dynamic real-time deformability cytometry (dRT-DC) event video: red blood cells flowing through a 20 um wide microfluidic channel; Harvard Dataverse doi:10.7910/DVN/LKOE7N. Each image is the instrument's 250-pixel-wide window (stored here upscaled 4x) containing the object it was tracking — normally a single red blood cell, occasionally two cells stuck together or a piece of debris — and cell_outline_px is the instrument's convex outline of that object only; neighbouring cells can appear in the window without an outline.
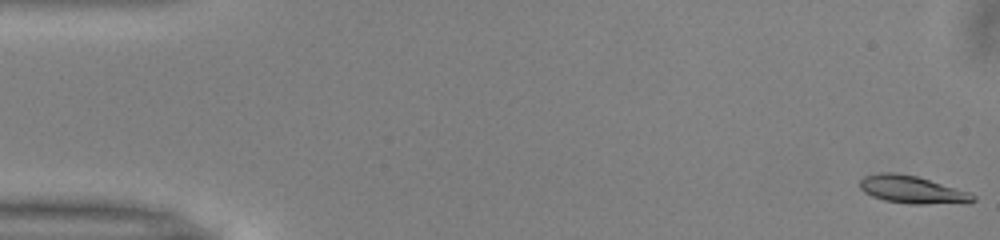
{"species": "common noctule bat (a hibernating species)", "species_latin": "Nyctalus noctula", "temperature_condition": "warm", "stored_images_in_passage": 51, "camera_frame_rate_fps": 3000, "um_per_image_px": 0.085, "animal": {"sex": "male", "body_mass_g": 13.0, "forearm_length_mm": 53.1}, "frame": {"image": 1, "passage_image": 1, "time_ms": 0.0, "image_size_px": [1000, 240], "cell_outline_px": [[976, 200], [968, 204], [908, 204], [884, 200], [872, 196], [864, 192], [860, 188], [860, 180], [864, 176], [880, 172], [896, 172], [916, 176], [968, 192], [976, 196]], "centroid_in_image_um": [77.55, 16.14], "position_along_channel_um": 7.5, "area_um2": 18.38}}
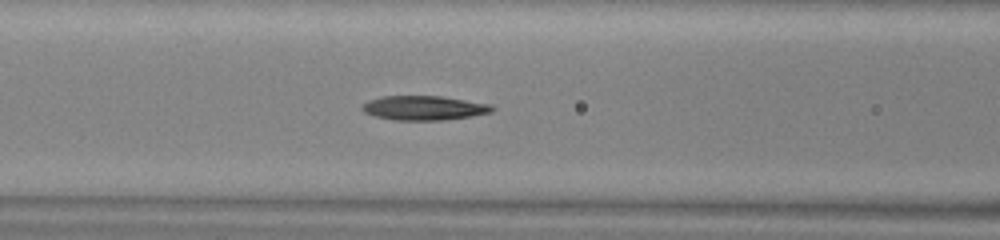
{"frame": {"image": 2, "passage_image": 21, "time_ms": 6.667, "image_size_px": [1000, 240], "cell_outline_px": [[496, 108], [492, 112], [472, 116], [440, 120], [396, 120], [376, 116], [364, 112], [360, 108], [368, 100], [384, 96], [440, 96], [492, 104]], "centroid_in_image_um": [36.07, 9.17], "position_along_channel_um": 130.5, "area_um2": 18.38}}
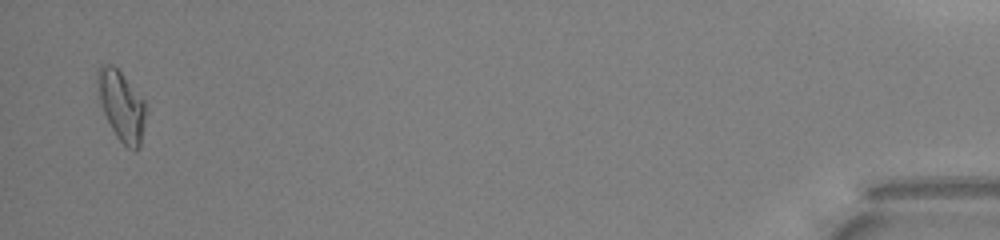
{"frame": {"image": 3, "passage_image": 50, "time_ms": 16.333, "image_size_px": [1000, 240], "cell_outline_px": [[144, 124], [140, 148], [136, 152], [128, 148], [116, 136], [104, 112], [100, 100], [96, 80], [96, 72], [100, 64], [112, 64], [124, 76], [144, 100]], "centroid_in_image_um": [10.31, 8.98], "position_along_channel_um": 424.9, "area_um2": 19.36}, "authors_computed_cell_mechanics": {"area_um2": 18.1492, "velocity_mm_per_s": 4.0082, "shape_relaxation_time_tau1_ms": 4.3966, "shape_relaxation_time_tau2_ms": null, "deformation_change_tau1": 0.1667, "deformation_change_tau2": null}}